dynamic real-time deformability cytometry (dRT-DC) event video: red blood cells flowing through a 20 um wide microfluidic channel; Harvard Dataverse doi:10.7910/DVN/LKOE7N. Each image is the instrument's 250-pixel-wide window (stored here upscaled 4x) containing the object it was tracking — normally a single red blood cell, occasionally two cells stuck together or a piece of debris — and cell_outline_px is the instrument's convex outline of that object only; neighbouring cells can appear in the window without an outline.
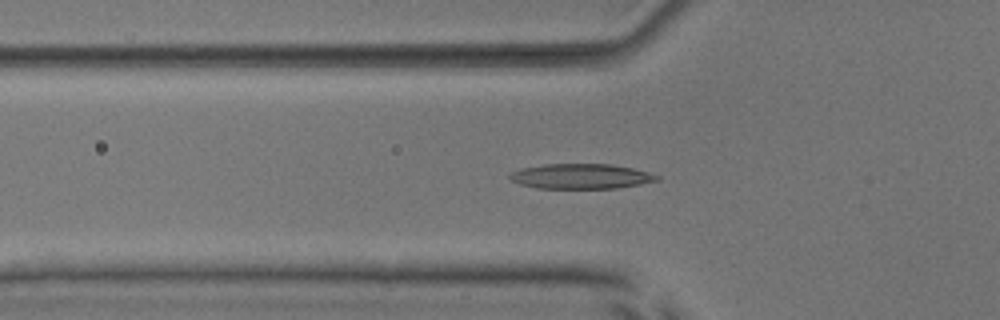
{"species": "common noctule bat (a hibernating species)", "species_latin": "Nyctalus noctula", "temperature_condition": "room temperature", "stored_images_in_passage": 51, "camera_frame_rate_fps": 3000, "um_per_image_px": 0.085, "animal": {"sex": "male", "body_mass_g": 17.9, "forearm_length_mm": 54.2}, "frame": {"image": 1, "passage_image": 17, "time_ms": 5.333, "image_size_px": [1000, 320], "cell_outline_px": [[660, 180], [640, 184], [616, 188], [536, 188], [520, 184], [512, 180], [508, 176], [512, 172], [520, 168], [544, 164], [612, 164], [632, 168], [648, 172], [660, 176]], "centroid_in_image_um": [49.39, 14.98], "position_along_channel_um": 76.4, "area_um2": 21.44}}
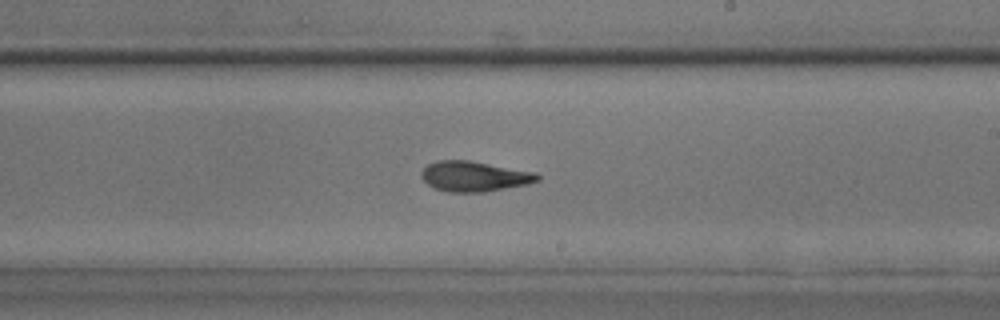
{"frame": {"image": 2, "passage_image": 30, "time_ms": 9.667, "image_size_px": [1000, 320], "cell_outline_px": [[540, 180], [528, 184], [484, 192], [448, 192], [436, 188], [428, 184], [420, 176], [420, 172], [428, 164], [436, 160], [468, 160], [536, 172], [540, 176]], "centroid_in_image_um": [40.32, 14.98], "position_along_channel_um": 248.7, "area_um2": 20.46}}
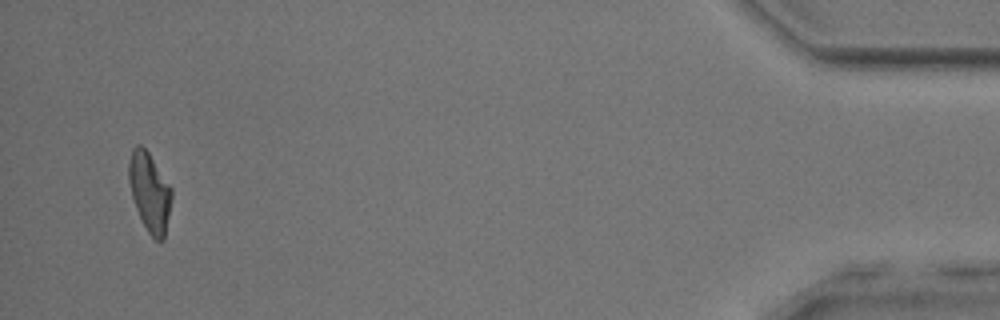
{"frame": {"image": 3, "passage_image": 49, "time_ms": 16.0, "image_size_px": [1000, 320], "cell_outline_px": [[172, 196], [164, 240], [156, 240], [148, 232], [136, 208], [132, 196], [128, 180], [128, 164], [132, 148], [136, 144], [140, 144], [148, 152], [172, 188]], "centroid_in_image_um": [12.71, 16.3], "position_along_channel_um": 422.5, "area_um2": 19.54}, "authors_computed_cell_mechanics": {"area_um2": 20.3456, "velocity_mm_per_s": 3.982, "shape_relaxation_time_tau1_ms": 4.3686, "shape_relaxation_time_tau2_ms": 3.2513, "deformation_change_tau1": 0.1729, "deformation_change_tau2": 0.1236}}